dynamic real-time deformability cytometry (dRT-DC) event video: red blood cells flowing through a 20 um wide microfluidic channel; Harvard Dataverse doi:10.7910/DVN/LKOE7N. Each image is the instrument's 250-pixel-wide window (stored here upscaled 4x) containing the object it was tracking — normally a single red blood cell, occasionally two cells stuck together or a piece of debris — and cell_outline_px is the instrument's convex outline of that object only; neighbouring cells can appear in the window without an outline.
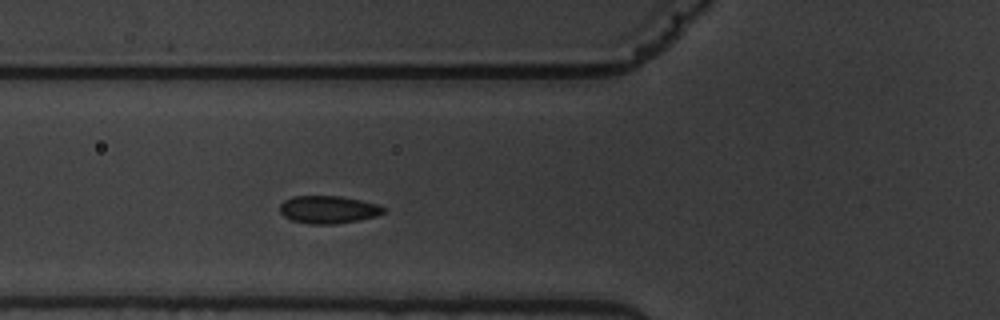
{"species": "common noctule bat (a hibernating species)", "species_latin": "Nyctalus noctula", "temperature_condition": "warm", "stored_images_in_passage": 4, "camera_frame_rate_fps": 3000, "um_per_image_px": 0.085, "animal": {"sex": "male", "body_mass_g": 19.5, "forearm_length_mm": 54.6}, "frame": {"image": 1, "passage_image": 4, "time_ms": 3.333, "image_size_px": [1000, 320], "cell_outline_px": [[388, 208], [384, 212], [376, 216], [360, 220], [336, 224], [308, 224], [292, 220], [284, 216], [280, 212], [280, 204], [284, 200], [292, 196], [340, 196], [380, 204]], "centroid_in_image_um": [27.93, 17.81], "position_along_channel_um": 97.9, "area_um2": 16.94}}